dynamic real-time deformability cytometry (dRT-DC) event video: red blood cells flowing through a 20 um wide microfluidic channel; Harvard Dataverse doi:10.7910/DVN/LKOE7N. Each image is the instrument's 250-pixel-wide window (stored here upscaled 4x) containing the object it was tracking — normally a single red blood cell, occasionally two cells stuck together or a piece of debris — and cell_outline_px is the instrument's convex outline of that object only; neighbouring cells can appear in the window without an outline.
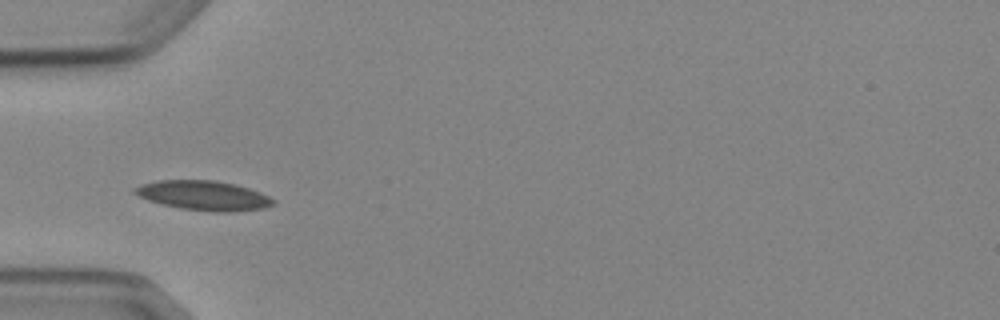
{"species": "Egyptian fruit bat (a non-hibernating species)", "species_latin": "Rousettus aegyptiacus", "temperature_condition": "cold", "stored_images_in_passage": 7, "camera_frame_rate_fps": 3000, "um_per_image_px": 0.085, "animal": {"sex": "female"}, "frame": {"image": 1, "passage_image": 4, "time_ms": 3.667, "image_size_px": [1000, 320], "cell_outline_px": [[276, 204], [264, 208], [228, 212], [212, 212], [180, 208], [160, 204], [148, 200], [132, 192], [132, 188], [140, 184], [160, 180], [212, 180], [232, 184], [248, 188], [260, 192], [276, 200]], "centroid_in_image_um": [17.29, 16.62], "position_along_channel_um": 67.7, "area_um2": 23.87}}
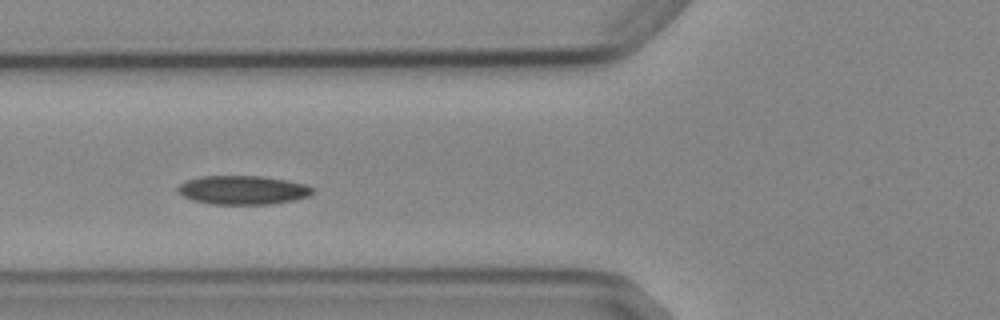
{"frame": {"image": 2, "passage_image": 5, "time_ms": 4.667, "image_size_px": [1000, 320], "cell_outline_px": [[316, 188], [308, 196], [292, 200], [268, 204], [212, 204], [196, 200], [184, 196], [176, 192], [176, 188], [180, 184], [188, 180], [200, 176], [260, 176], [284, 180], [304, 184]], "centroid_in_image_um": [20.62, 16.15], "position_along_channel_um": 105.2, "area_um2": 22.37}}